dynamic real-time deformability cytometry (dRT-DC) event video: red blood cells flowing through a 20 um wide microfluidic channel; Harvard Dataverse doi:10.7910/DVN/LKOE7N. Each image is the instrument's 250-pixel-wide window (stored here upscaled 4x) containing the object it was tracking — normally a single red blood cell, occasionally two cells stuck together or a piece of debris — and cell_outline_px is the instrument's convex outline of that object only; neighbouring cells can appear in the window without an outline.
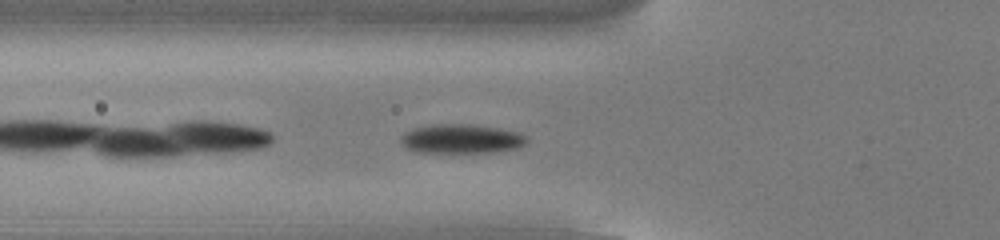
{"species": "common noctule bat (a hibernating species)", "species_latin": "Nyctalus noctula", "temperature_condition": "cold", "stored_images_in_passage": 34, "camera_frame_rate_fps": 3000, "um_per_image_px": 0.085, "animal": {"sex": "male", "body_mass_g": 13.0, "forearm_length_mm": 53.1}, "frame": {"image": 1, "passage_image": 3, "time_ms": 0.667, "image_size_px": [1000, 240], "cell_outline_px": [[528, 140], [524, 144], [516, 148], [488, 152], [416, 152], [408, 148], [400, 140], [400, 136], [404, 132], [412, 128], [436, 124], [472, 124], [496, 128], [516, 132], [528, 136]], "centroid_in_image_um": [39.18, 11.79], "position_along_channel_um": 86.6, "area_um2": 21.21}}
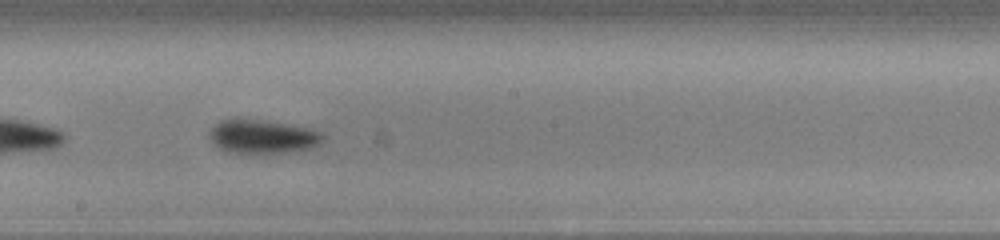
{"frame": {"image": 2, "passage_image": 14, "time_ms": 4.333, "image_size_px": [1000, 240], "cell_outline_px": [[324, 140], [320, 144], [312, 148], [284, 152], [228, 152], [220, 148], [208, 136], [208, 132], [220, 120], [236, 116], [308, 128], [320, 132], [324, 136]], "centroid_in_image_um": [22.28, 11.57], "position_along_channel_um": 225.9, "area_um2": 22.2}}
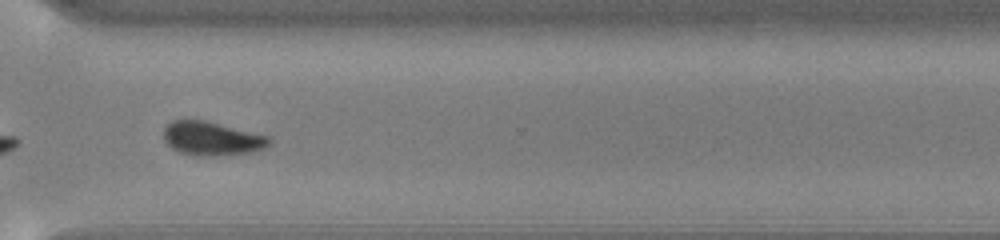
{"frame": {"image": 3, "passage_image": 24, "time_ms": 7.667, "image_size_px": [1000, 240], "cell_outline_px": [[272, 140], [264, 148], [252, 152], [200, 156], [196, 156], [180, 152], [172, 148], [164, 140], [164, 128], [172, 120], [204, 120], [272, 136]], "centroid_in_image_um": [18.03, 11.76], "position_along_channel_um": 352.6, "area_um2": 20.69}, "authors_computed_cell_mechanics": {"area_um2": 21.3282, "velocity_mm_per_s": 3.7984, "shape_relaxation_time_tau1_ms": 1.5201, "shape_relaxation_time_tau2_ms": null, "deformation_change_tau1": 0.0859, "deformation_change_tau2": null}}